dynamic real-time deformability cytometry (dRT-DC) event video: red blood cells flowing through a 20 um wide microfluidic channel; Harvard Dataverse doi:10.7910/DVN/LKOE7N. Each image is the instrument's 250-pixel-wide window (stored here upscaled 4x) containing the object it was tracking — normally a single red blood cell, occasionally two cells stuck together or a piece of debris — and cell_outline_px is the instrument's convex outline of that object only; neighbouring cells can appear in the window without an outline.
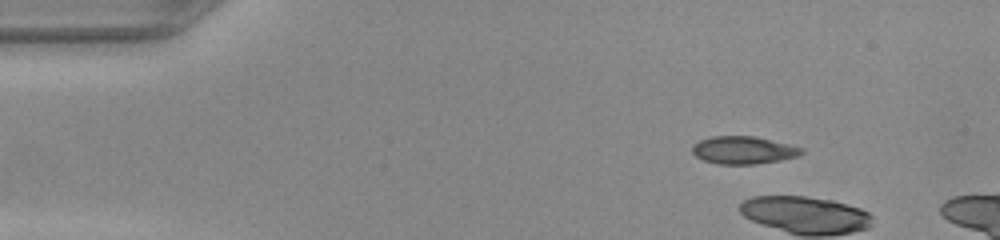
{"species": "common noctule bat (a hibernating species)", "species_latin": "Nyctalus noctula", "temperature_condition": "warm", "stored_images_in_passage": 4, "camera_frame_rate_fps": 3000, "um_per_image_px": 0.085, "animal": {"sex": "female", "body_mass_g": 22.0, "forearm_length_mm": 56.7}, "frame": {"image": 1, "passage_image": 1, "time_ms": 0.0, "image_size_px": [1000, 240], "cell_outline_px": [[804, 152], [796, 156], [780, 160], [756, 164], [716, 164], [704, 160], [696, 156], [692, 152], [692, 144], [700, 140], [712, 136], [752, 136], [788, 144], [804, 148]], "centroid_in_image_um": [63.16, 12.76], "position_along_channel_um": 21.8, "area_um2": 17.51}}